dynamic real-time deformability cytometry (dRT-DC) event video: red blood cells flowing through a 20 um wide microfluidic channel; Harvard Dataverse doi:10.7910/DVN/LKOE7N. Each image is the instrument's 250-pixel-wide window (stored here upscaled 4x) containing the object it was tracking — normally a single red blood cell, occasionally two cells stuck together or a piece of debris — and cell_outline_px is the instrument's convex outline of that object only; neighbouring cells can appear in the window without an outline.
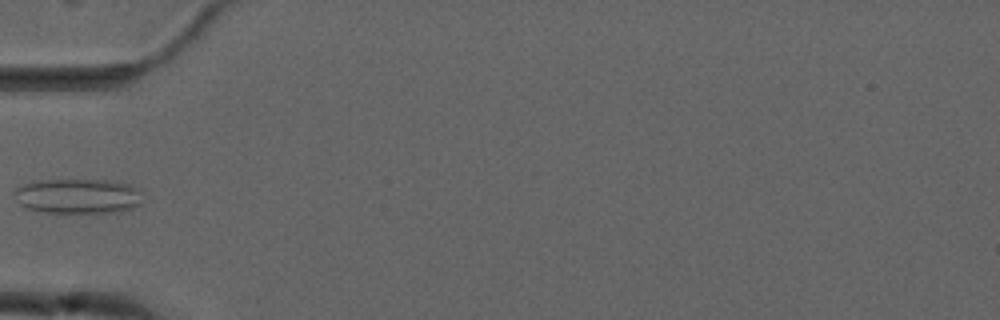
{"species": "common noctule bat (a hibernating species)", "species_latin": "Nyctalus noctula", "temperature_condition": "cold", "stored_images_in_passage": 6, "camera_frame_rate_fps": 3000, "um_per_image_px": 0.085, "animal": {"sex": "male", "forearm_length_mm": 52.5}, "frame": {"image": 1, "passage_image": 5, "time_ms": 4.667, "image_size_px": [1000, 320], "cell_outline_px": [[140, 204], [132, 208], [116, 212], [40, 212], [24, 208], [16, 200], [12, 192], [16, 188], [32, 180], [108, 180], [128, 184], [140, 188]], "centroid_in_image_um": [6.57, 16.66], "position_along_channel_um": 78.4, "area_um2": 26.3}}